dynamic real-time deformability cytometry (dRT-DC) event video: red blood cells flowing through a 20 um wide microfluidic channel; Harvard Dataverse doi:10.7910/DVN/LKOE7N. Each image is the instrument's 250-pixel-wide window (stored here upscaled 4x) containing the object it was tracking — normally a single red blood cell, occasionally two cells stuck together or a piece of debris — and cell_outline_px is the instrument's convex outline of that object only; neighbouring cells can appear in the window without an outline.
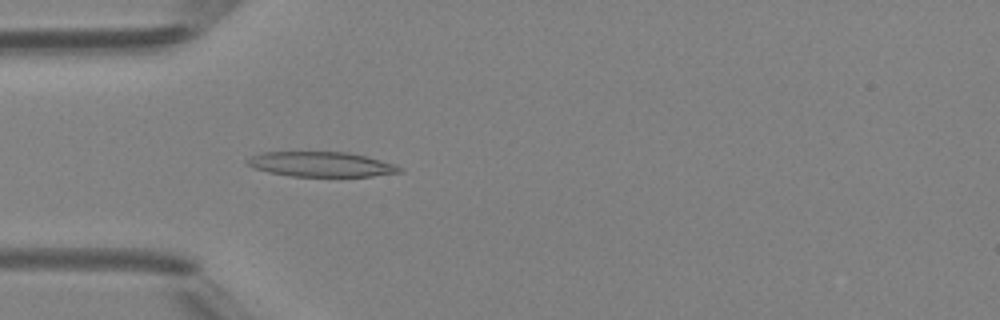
{"species": "Egyptian fruit bat (a non-hibernating species)", "species_latin": "Rousettus aegyptiacus", "temperature_condition": "room temperature", "stored_images_in_passage": 5, "camera_frame_rate_fps": 3000, "um_per_image_px": 0.085, "animal": {"sex": "female"}, "frame": {"image": 1, "passage_image": 5, "time_ms": 5.333, "image_size_px": [1000, 320], "cell_outline_px": [[404, 168], [400, 172], [372, 176], [292, 176], [268, 172], [252, 168], [244, 160], [252, 156], [264, 152], [348, 152], [368, 156], [396, 164]], "centroid_in_image_um": [27.32, 13.96], "position_along_channel_um": 57.7, "area_um2": 22.2}}